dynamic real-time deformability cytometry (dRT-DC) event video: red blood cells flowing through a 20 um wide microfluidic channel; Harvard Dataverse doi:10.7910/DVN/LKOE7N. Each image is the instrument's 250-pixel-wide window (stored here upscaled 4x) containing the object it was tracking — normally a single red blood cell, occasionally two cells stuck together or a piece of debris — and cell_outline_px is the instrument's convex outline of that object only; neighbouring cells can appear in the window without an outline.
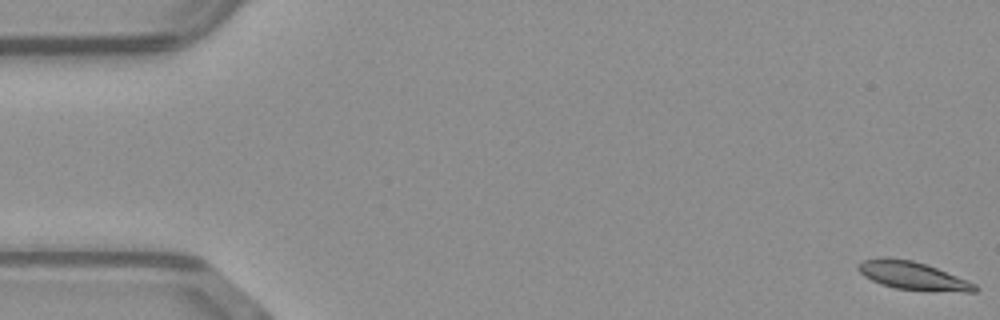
{"species": "common noctule bat (a hibernating species)", "species_latin": "Nyctalus noctula", "temperature_condition": "warm", "stored_images_in_passage": 27, "camera_frame_rate_fps": 3000, "um_per_image_px": 0.085, "animal": {"sex": "male", "body_mass_g": 23.1, "forearm_length_mm": 52.7}, "frame": {"image": 1, "passage_image": 1, "time_ms": 0.0, "image_size_px": [1000, 320], "cell_outline_px": [[980, 288], [976, 292], [964, 292], [896, 288], [880, 284], [864, 276], [856, 268], [856, 264], [864, 260], [884, 256], [912, 260], [936, 268], [968, 280], [976, 284]], "centroid_in_image_um": [77.57, 23.42], "position_along_channel_um": 7.4, "area_um2": 19.02}}
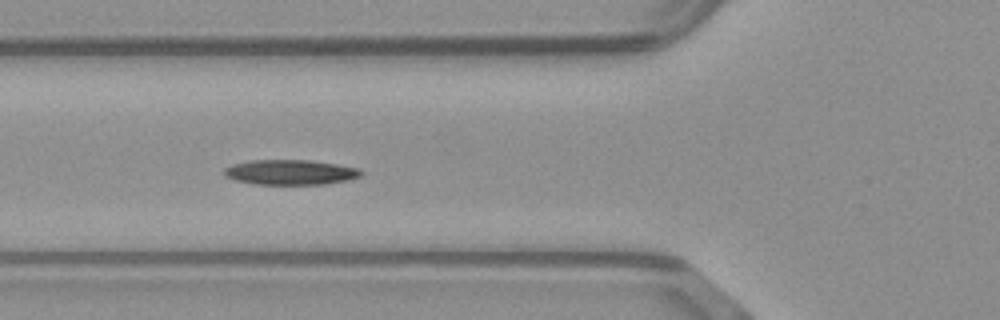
{"frame": {"image": 2, "passage_image": 19, "time_ms": 6.0, "image_size_px": [1000, 320], "cell_outline_px": [[364, 172], [360, 176], [348, 180], [324, 184], [252, 184], [236, 180], [224, 176], [224, 168], [232, 164], [248, 160], [312, 160], [360, 168]], "centroid_in_image_um": [24.68, 14.63], "position_along_channel_um": 101.1, "area_um2": 20.11}}
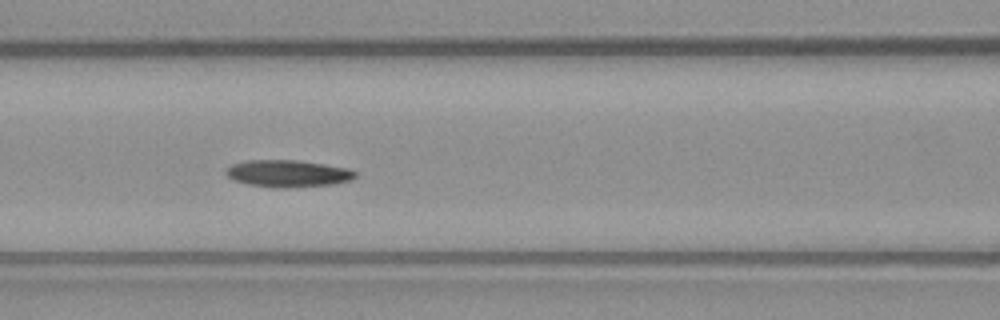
{"frame": {"image": 3, "passage_image": 22, "time_ms": 7.0, "image_size_px": [1000, 320], "cell_outline_px": [[356, 176], [348, 180], [336, 184], [284, 188], [280, 188], [248, 184], [236, 180], [228, 176], [224, 172], [232, 164], [248, 160], [296, 160], [324, 164], [348, 168], [356, 172]], "centroid_in_image_um": [24.48, 14.74], "position_along_channel_um": 142.1, "area_um2": 20.17}}